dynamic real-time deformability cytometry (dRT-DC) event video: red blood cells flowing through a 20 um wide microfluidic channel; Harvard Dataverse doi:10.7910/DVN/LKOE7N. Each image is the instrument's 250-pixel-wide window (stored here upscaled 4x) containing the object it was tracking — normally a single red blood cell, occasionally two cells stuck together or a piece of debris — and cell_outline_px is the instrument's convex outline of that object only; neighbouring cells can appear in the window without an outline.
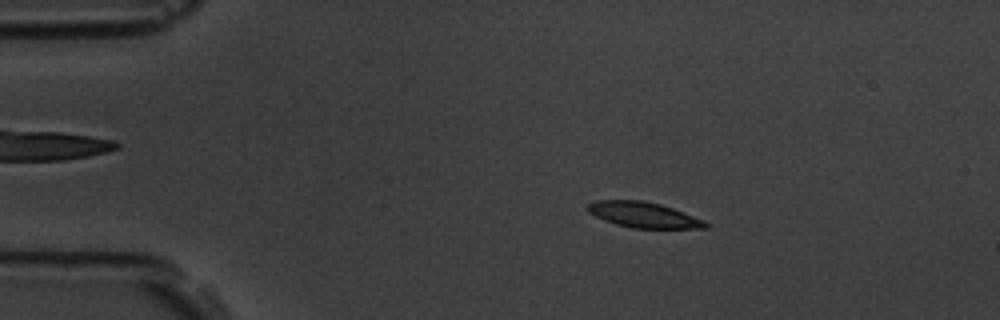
{"species": "common noctule bat (a hibernating species)", "species_latin": "Nyctalus noctula", "temperature_condition": "room temperature", "stored_images_in_passage": 5, "camera_frame_rate_fps": 3000, "um_per_image_px": 0.085, "animal": {"sex": "male", "body_mass_g": 19.5, "forearm_length_mm": 54.6}, "frame": {"image": 1, "passage_image": 2, "time_ms": 1.333, "image_size_px": [1000, 320], "cell_outline_px": [[712, 224], [708, 228], [632, 228], [616, 224], [604, 220], [588, 212], [584, 208], [588, 204], [596, 200], [644, 200], [660, 204], [672, 208], [704, 220]], "centroid_in_image_um": [54.7, 18.26], "position_along_channel_um": 30.3, "area_um2": 17.63}}
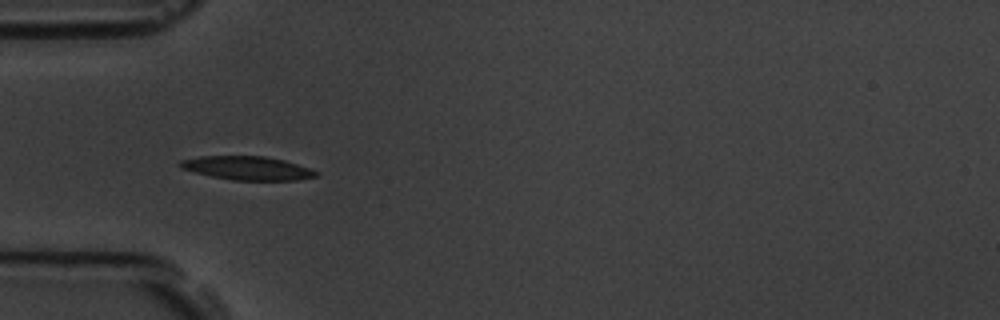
{"frame": {"image": 2, "passage_image": 4, "time_ms": 3.667, "image_size_px": [1000, 320], "cell_outline_px": [[320, 176], [300, 180], [232, 180], [212, 176], [180, 168], [176, 164], [180, 160], [200, 156], [264, 156], [284, 160], [312, 168], [320, 172]], "centroid_in_image_um": [21.08, 14.29], "position_along_channel_um": 63.9, "area_um2": 18.96}}
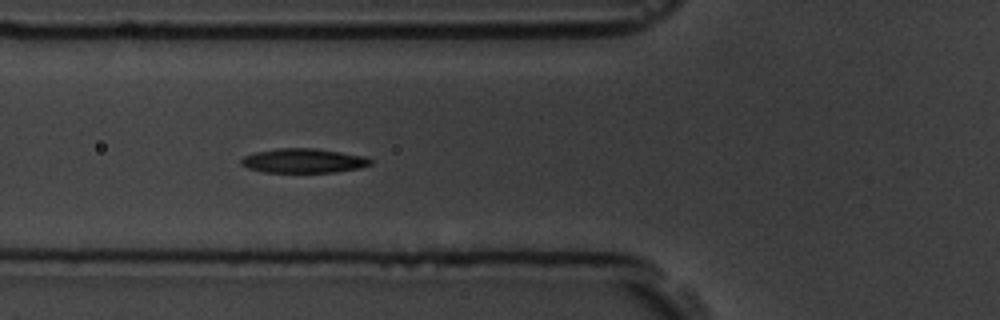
{"frame": {"image": 3, "passage_image": 5, "time_ms": 4.667, "image_size_px": [1000, 320], "cell_outline_px": [[372, 164], [360, 168], [336, 172], [264, 172], [248, 168], [240, 164], [240, 160], [244, 156], [256, 152], [280, 148], [316, 148], [364, 156], [372, 160]], "centroid_in_image_um": [25.8, 13.66], "position_along_channel_um": 100.0, "area_um2": 18.32}}